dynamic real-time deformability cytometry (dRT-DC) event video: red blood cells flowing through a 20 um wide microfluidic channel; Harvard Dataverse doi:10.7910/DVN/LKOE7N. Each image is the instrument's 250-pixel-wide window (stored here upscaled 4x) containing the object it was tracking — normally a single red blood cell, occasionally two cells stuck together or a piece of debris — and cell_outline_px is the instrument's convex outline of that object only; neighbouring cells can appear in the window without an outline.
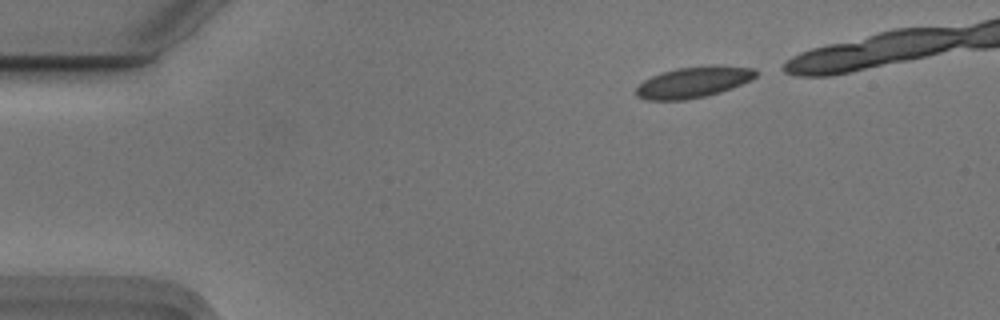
{"species": "Egyptian fruit bat (a non-hibernating species)", "species_latin": "Rousettus aegyptiacus", "temperature_condition": "cold", "stored_images_in_passage": 37, "camera_frame_rate_fps": 3000, "um_per_image_px": 0.085, "animal": {"sex": "male"}, "frame": {"image": 1, "passage_image": 1, "time_ms": 0.0, "image_size_px": [1000, 320], "cell_outline_px": [[756, 76], [752, 80], [732, 88], [720, 92], [704, 96], [684, 100], [644, 100], [636, 96], [636, 88], [644, 80], [652, 76], [676, 68], [756, 68]], "centroid_in_image_um": [58.86, 7.05], "position_along_channel_um": 26.1, "area_um2": 20.63}}
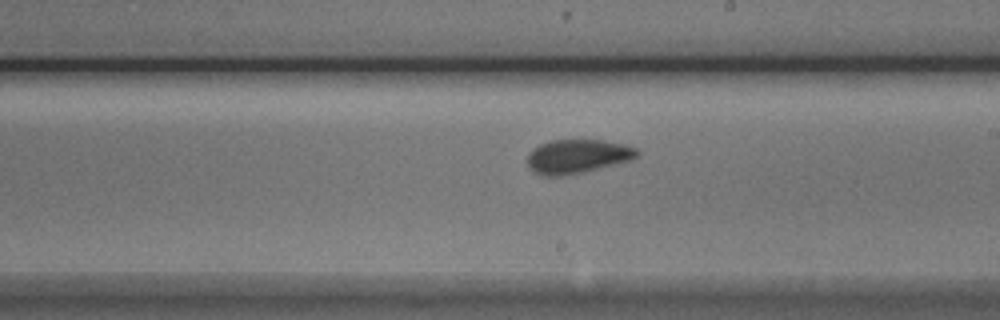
{"frame": {"image": 2, "passage_image": 24, "time_ms": 7.667, "image_size_px": [1000, 320], "cell_outline_px": [[640, 152], [636, 156], [628, 160], [584, 172], [564, 176], [544, 176], [532, 172], [528, 168], [528, 152], [532, 148], [540, 144], [552, 140], [600, 140], [624, 144], [636, 148]], "centroid_in_image_um": [49.01, 13.3], "position_along_channel_um": 240.0, "area_um2": 21.68}}
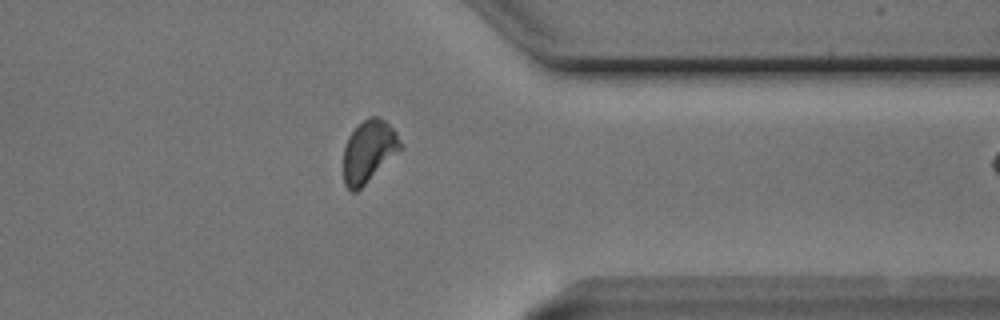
{"frame": {"image": 3, "passage_image": 36, "time_ms": 11.667, "image_size_px": [1000, 320], "cell_outline_px": [[404, 144], [356, 192], [352, 192], [344, 184], [344, 148], [348, 136], [368, 116], [376, 116], [384, 120], [396, 132]], "centroid_in_image_um": [31.32, 12.83], "position_along_channel_um": 380.1, "area_um2": 19.94}}